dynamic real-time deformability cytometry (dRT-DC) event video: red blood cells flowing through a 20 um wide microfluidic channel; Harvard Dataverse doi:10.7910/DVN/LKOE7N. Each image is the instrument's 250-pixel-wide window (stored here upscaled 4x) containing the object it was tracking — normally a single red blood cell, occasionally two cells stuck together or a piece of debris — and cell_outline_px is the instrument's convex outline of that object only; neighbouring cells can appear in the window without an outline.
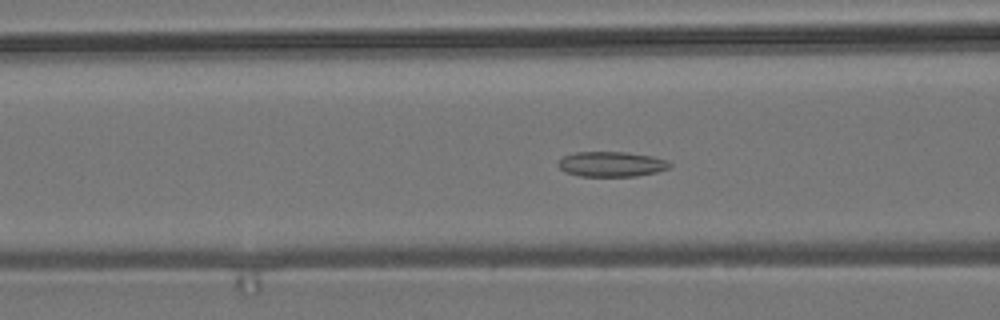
{"species": "common noctule bat (a hibernating species)", "species_latin": "Nyctalus noctula", "temperature_condition": "room temperature", "stored_images_in_passage": 51, "camera_frame_rate_fps": 3000, "um_per_image_px": 0.085, "animal": {"sex": "male", "body_mass_g": 19.2, "forearm_length_mm": 51.8}, "frame": {"image": 1, "passage_image": 18, "time_ms": 5.667, "image_size_px": [1000, 320], "cell_outline_px": [[672, 164], [668, 168], [656, 172], [636, 176], [580, 176], [564, 172], [556, 164], [564, 156], [576, 152], [624, 152], [652, 156], [668, 160]], "centroid_in_image_um": [51.96, 13.95], "position_along_channel_um": 114.6, "area_um2": 16.3}}
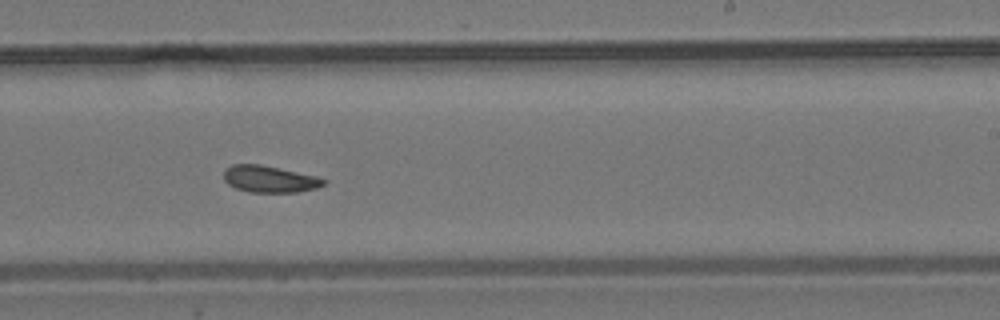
{"frame": {"image": 2, "passage_image": 30, "time_ms": 9.667, "image_size_px": [1000, 320], "cell_outline_px": [[324, 184], [316, 188], [296, 192], [248, 192], [236, 188], [228, 184], [224, 180], [224, 168], [232, 164], [260, 164], [316, 176], [324, 180]], "centroid_in_image_um": [22.85, 15.21], "position_along_channel_um": 266.2, "area_um2": 15.43}}
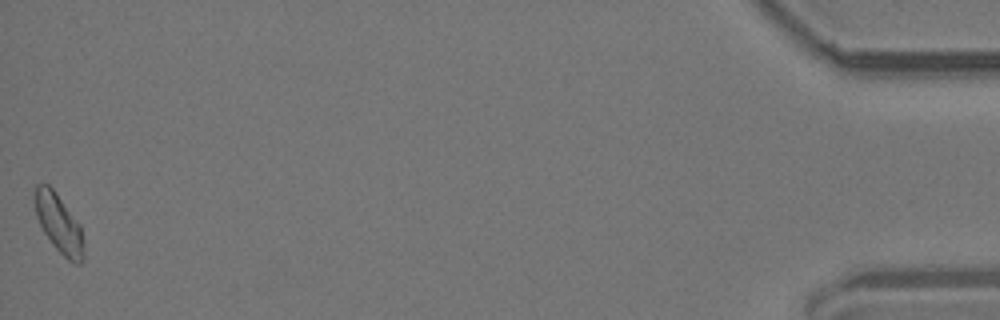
{"frame": {"image": 3, "passage_image": 51, "time_ms": 16.667, "image_size_px": [1000, 320], "cell_outline_px": [[84, 260], [80, 264], [72, 264], [52, 244], [44, 232], [36, 216], [36, 184], [48, 184], [52, 188], [80, 224], [84, 240]], "centroid_in_image_um": [5.06, 19.07], "position_along_channel_um": 430.1, "area_um2": 16.53}, "authors_computed_cell_mechanics": {"area_um2": 16.1262, "velocity_mm_per_s": 3.7954, "shape_relaxation_time_tau1_ms": null, "shape_relaxation_time_tau2_ms": 10.4363, "deformation_change_tau1": null, "deformation_change_tau2": 0.1613}}